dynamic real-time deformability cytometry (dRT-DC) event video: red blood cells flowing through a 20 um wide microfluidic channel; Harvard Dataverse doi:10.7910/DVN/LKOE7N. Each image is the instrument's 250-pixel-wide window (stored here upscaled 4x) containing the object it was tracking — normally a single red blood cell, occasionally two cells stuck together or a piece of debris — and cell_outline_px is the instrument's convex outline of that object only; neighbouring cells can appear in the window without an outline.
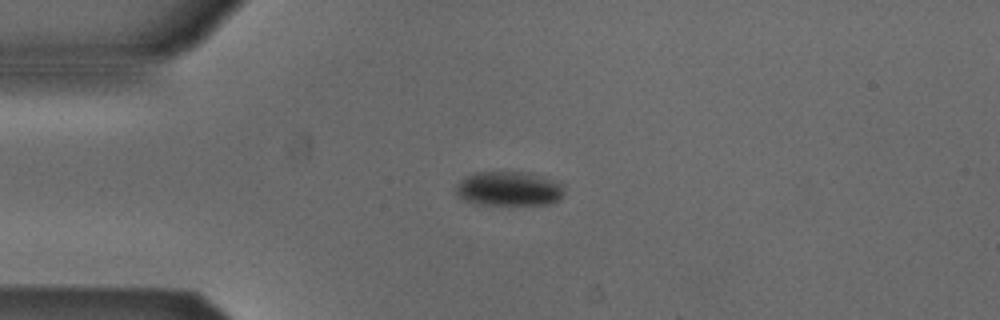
{"species": "Egyptian fruit bat (a non-hibernating species)", "species_latin": "Rousettus aegyptiacus", "temperature_condition": "cold", "stored_images_in_passage": 41, "camera_frame_rate_fps": 3000, "um_per_image_px": 0.085, "animal": {"sex": "male"}, "frame": {"image": 1, "passage_image": 1, "time_ms": 0.0, "image_size_px": [1000, 320], "cell_outline_px": [[564, 192], [560, 200], [548, 204], [472, 204], [464, 200], [456, 192], [456, 184], [464, 176], [476, 172], [532, 172], [560, 180]], "centroid_in_image_um": [43.29, 16.02], "position_along_channel_um": 41.7, "area_um2": 22.14}}
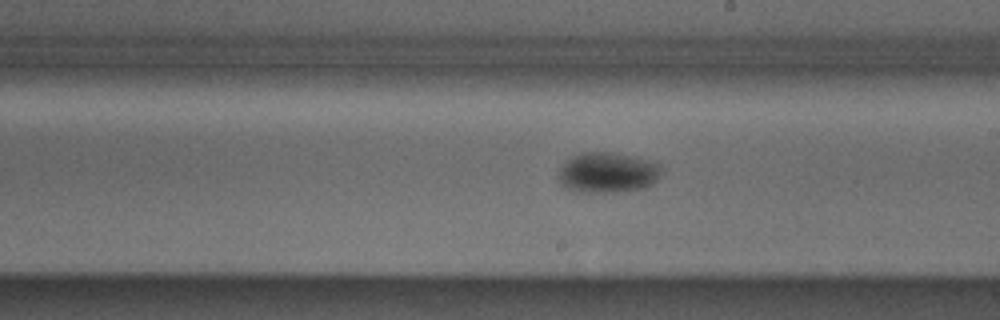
{"frame": {"image": 2, "passage_image": 18, "time_ms": 5.667, "image_size_px": [1000, 320], "cell_outline_px": [[664, 172], [652, 184], [644, 188], [620, 192], [576, 192], [560, 184], [556, 180], [556, 176], [560, 168], [572, 156], [580, 152], [612, 152], [660, 164]], "centroid_in_image_um": [51.62, 14.69], "position_along_channel_um": 237.4, "area_um2": 24.45}}
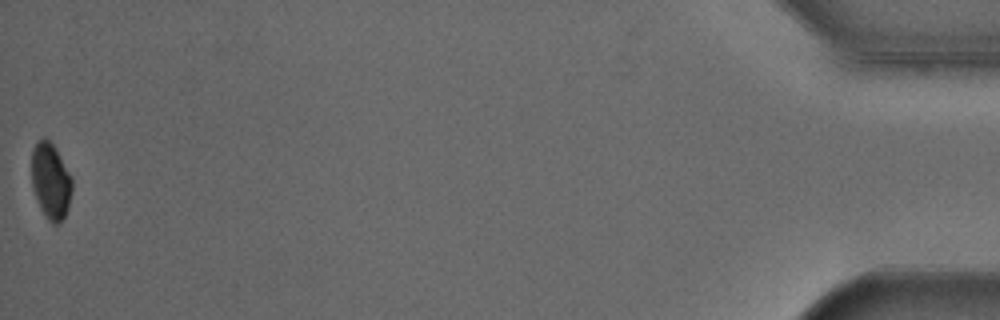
{"frame": {"image": 3, "passage_image": 41, "time_ms": 13.333, "image_size_px": [1000, 320], "cell_outline_px": [[72, 192], [68, 208], [60, 224], [52, 224], [48, 220], [40, 208], [36, 200], [32, 188], [32, 148], [44, 136], [52, 144], [72, 176]], "centroid_in_image_um": [4.31, 15.42], "position_along_channel_um": 430.9, "area_um2": 17.98}}